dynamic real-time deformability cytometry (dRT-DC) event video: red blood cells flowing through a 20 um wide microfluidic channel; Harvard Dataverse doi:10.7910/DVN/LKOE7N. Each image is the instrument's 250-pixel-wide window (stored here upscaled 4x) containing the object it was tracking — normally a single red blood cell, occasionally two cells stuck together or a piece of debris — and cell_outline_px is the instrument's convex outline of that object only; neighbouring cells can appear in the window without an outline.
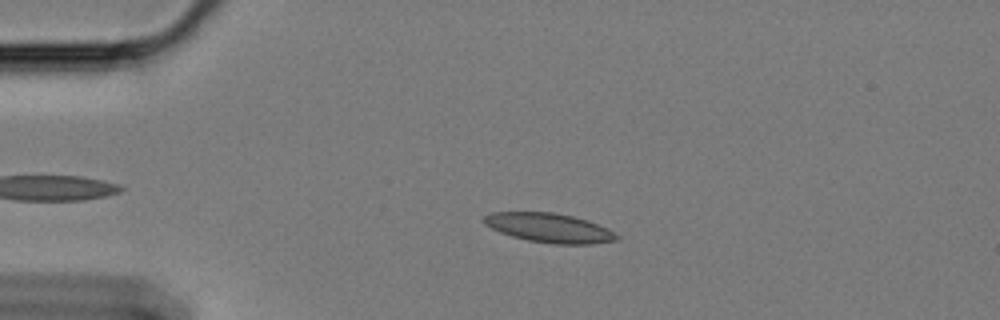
{"species": "Egyptian fruit bat (a non-hibernating species)", "species_latin": "Rousettus aegyptiacus", "temperature_condition": "cold", "stored_images_in_passage": 53, "camera_frame_rate_fps": 3000, "um_per_image_px": 0.085, "animal": {"sex": "female"}, "frame": {"image": 1, "passage_image": 13, "time_ms": 4.0, "image_size_px": [1000, 320], "cell_outline_px": [[620, 240], [592, 244], [552, 244], [528, 240], [512, 236], [500, 232], [484, 224], [480, 220], [484, 216], [492, 212], [552, 212], [572, 216], [588, 220], [608, 228], [620, 236]], "centroid_in_image_um": [46.71, 19.37], "position_along_channel_um": 38.3, "area_um2": 22.83}}
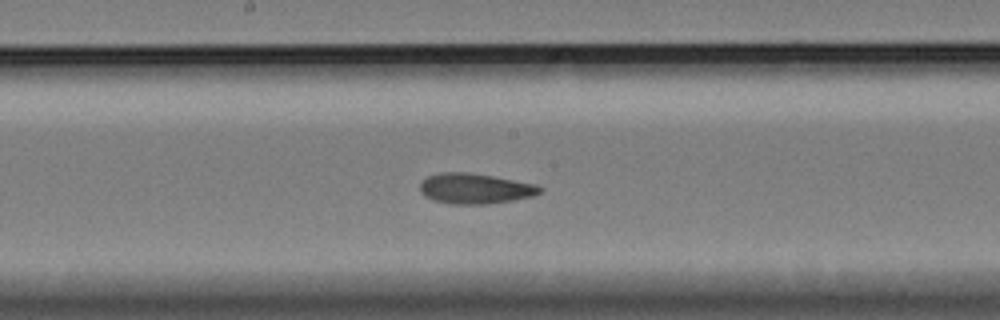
{"frame": {"image": 2, "passage_image": 31, "time_ms": 10.0, "image_size_px": [1000, 320], "cell_outline_px": [[544, 188], [540, 192], [532, 196], [512, 200], [488, 204], [448, 204], [432, 200], [424, 196], [420, 192], [420, 180], [428, 176], [440, 172], [468, 172], [492, 176], [536, 184]], "centroid_in_image_um": [40.33, 16.03], "position_along_channel_um": 207.9, "area_um2": 21.39}}
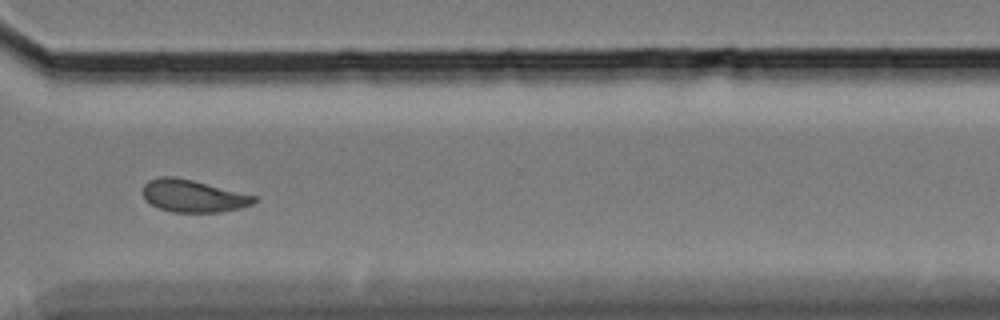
{"frame": {"image": 3, "passage_image": 44, "time_ms": 14.333, "image_size_px": [1000, 320], "cell_outline_px": [[256, 200], [252, 204], [240, 208], [220, 212], [172, 212], [160, 208], [152, 204], [144, 196], [144, 184], [148, 180], [160, 176], [176, 176], [256, 196]], "centroid_in_image_um": [16.41, 16.65], "position_along_channel_um": 354.2, "area_um2": 20.69}, "authors_computed_cell_mechanics": {"area_um2": 21.3282, "velocity_mm_per_s": 3.3796, "shape_relaxation_time_tau1_ms": null, "shape_relaxation_time_tau2_ms": 2.726, "deformation_change_tau1": null, "deformation_change_tau2": 0.0782}}